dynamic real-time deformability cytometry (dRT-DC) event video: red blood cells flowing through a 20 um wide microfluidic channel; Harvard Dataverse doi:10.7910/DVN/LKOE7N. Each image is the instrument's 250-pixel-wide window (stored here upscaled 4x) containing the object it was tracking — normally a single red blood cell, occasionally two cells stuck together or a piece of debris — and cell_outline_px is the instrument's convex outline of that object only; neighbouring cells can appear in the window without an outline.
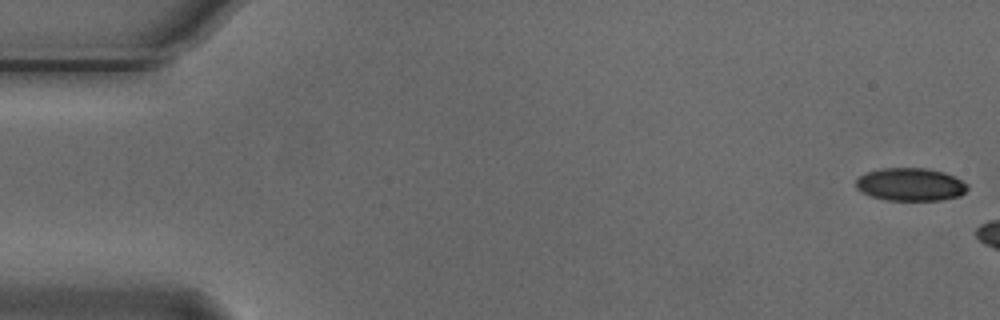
{"species": "Egyptian fruit bat (a non-hibernating species)", "species_latin": "Rousettus aegyptiacus", "temperature_condition": "cold", "stored_images_in_passage": 3, "camera_frame_rate_fps": 3000, "um_per_image_px": 0.085, "animal": {"sex": "male"}, "frame": {"image": 1, "passage_image": 1, "time_ms": 0.0, "image_size_px": [1000, 320], "cell_outline_px": [[968, 188], [960, 196], [940, 200], [884, 200], [860, 192], [856, 188], [856, 180], [860, 176], [868, 172], [880, 168], [928, 168], [944, 172], [968, 184]], "centroid_in_image_um": [77.37, 15.68], "position_along_channel_um": 7.6, "area_um2": 21.39}}